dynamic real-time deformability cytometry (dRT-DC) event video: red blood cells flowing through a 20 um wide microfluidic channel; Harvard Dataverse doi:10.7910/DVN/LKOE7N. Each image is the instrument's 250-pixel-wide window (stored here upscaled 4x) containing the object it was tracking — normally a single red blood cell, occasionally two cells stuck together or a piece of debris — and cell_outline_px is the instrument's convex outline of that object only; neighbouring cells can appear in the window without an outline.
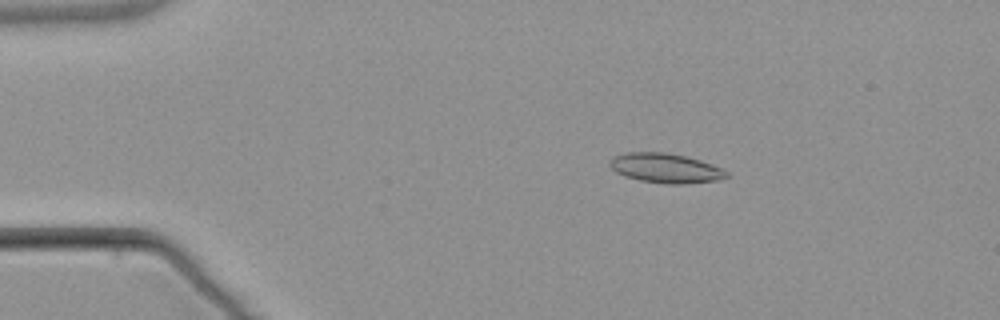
{"species": "common noctule bat (a hibernating species)", "species_latin": "Nyctalus noctula", "temperature_condition": "warm", "stored_images_in_passage": 4, "camera_frame_rate_fps": 3000, "um_per_image_px": 0.085, "animal": {"sex": "male", "body_mass_g": 21.5, "forearm_length_mm": 52.0}, "frame": {"image": 1, "passage_image": 2, "time_ms": 1.333, "image_size_px": [1000, 320], "cell_outline_px": [[728, 176], [716, 180], [684, 184], [668, 184], [640, 180], [624, 176], [616, 172], [608, 164], [612, 156], [624, 152], [664, 152], [688, 156], [712, 164], [728, 172]], "centroid_in_image_um": [56.53, 14.28], "position_along_channel_um": 28.5, "area_um2": 20.17}}